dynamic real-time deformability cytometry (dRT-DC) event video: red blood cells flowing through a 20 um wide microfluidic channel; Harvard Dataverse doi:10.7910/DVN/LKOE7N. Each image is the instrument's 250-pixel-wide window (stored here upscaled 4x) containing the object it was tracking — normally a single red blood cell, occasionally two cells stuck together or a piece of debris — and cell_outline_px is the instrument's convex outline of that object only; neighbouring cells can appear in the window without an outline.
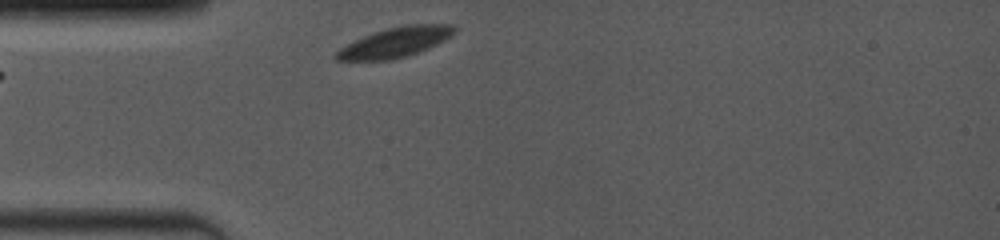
{"species": "common noctule bat (a hibernating species)", "species_latin": "Nyctalus noctula", "temperature_condition": "room temperature", "stored_images_in_passage": 11, "camera_frame_rate_fps": 4000, "um_per_image_px": 0.085, "animal": {"sex": "female", "body_mass_g": 19.0, "forearm_length_mm": 53.3}, "frame": {"image": 1, "passage_image": 1, "time_ms": 0.0, "image_size_px": [1000, 240], "cell_outline_px": [[456, 32], [452, 36], [428, 48], [408, 56], [388, 60], [336, 60], [332, 56], [340, 48], [372, 32], [404, 24], [452, 24], [456, 28]], "centroid_in_image_um": [33.62, 3.58], "position_along_channel_um": 51.4, "area_um2": 20.58}}
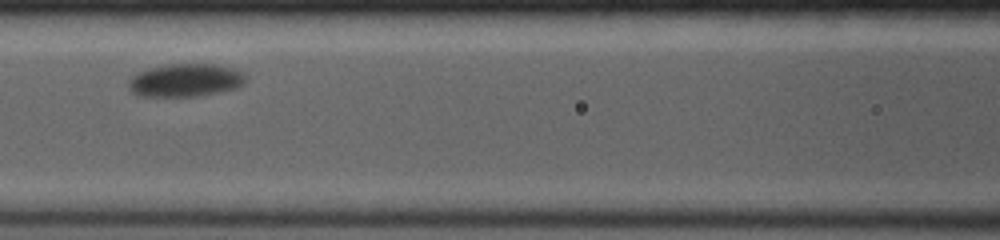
{"frame": {"image": 2, "passage_image": 7, "time_ms": 3.0, "image_size_px": [1000, 240], "cell_outline_px": [[248, 76], [244, 84], [236, 88], [220, 92], [196, 96], [136, 96], [132, 92], [128, 84], [128, 80], [136, 72], [152, 68], [172, 64], [216, 64], [232, 68], [244, 72]], "centroid_in_image_um": [15.79, 6.82], "position_along_channel_um": 150.8, "area_um2": 22.66}}
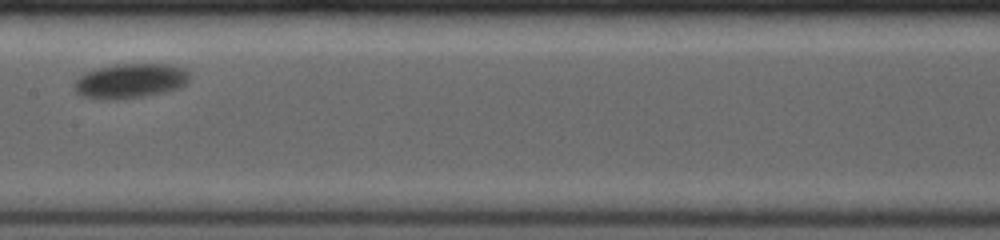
{"frame": {"image": 3, "passage_image": 10, "time_ms": 4.25, "image_size_px": [1000, 240], "cell_outline_px": [[188, 80], [180, 88], [144, 96], [108, 100], [80, 96], [76, 92], [76, 80], [84, 72], [116, 64], [168, 64], [180, 68], [188, 72]], "centroid_in_image_um": [11.05, 6.88], "position_along_channel_um": 196.3, "area_um2": 22.89}}